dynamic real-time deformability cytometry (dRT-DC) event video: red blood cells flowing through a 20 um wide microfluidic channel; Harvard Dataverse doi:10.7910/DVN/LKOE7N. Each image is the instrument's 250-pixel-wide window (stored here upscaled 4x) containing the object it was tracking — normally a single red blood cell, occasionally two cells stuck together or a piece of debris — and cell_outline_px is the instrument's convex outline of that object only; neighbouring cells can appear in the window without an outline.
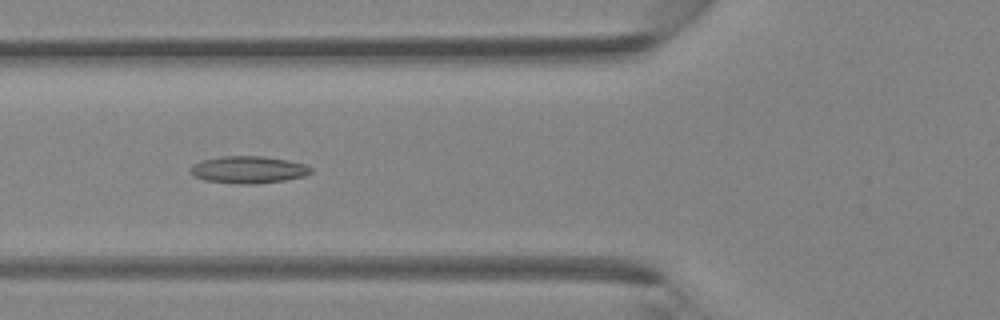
{"species": "Egyptian fruit bat (a non-hibernating species)", "species_latin": "Rousettus aegyptiacus", "temperature_condition": "room temperature", "stored_images_in_passage": 44, "camera_frame_rate_fps": 3000, "um_per_image_px": 0.085, "animal": {"sex": "female"}, "frame": {"image": 1, "passage_image": 16, "time_ms": 5.0, "image_size_px": [1000, 320], "cell_outline_px": [[312, 172], [304, 176], [284, 180], [256, 184], [240, 184], [204, 180], [192, 176], [188, 172], [188, 168], [192, 164], [200, 160], [220, 156], [264, 156], [288, 160], [304, 164], [312, 168]], "centroid_in_image_um": [21.04, 14.42], "position_along_channel_um": 104.8, "area_um2": 19.36}}
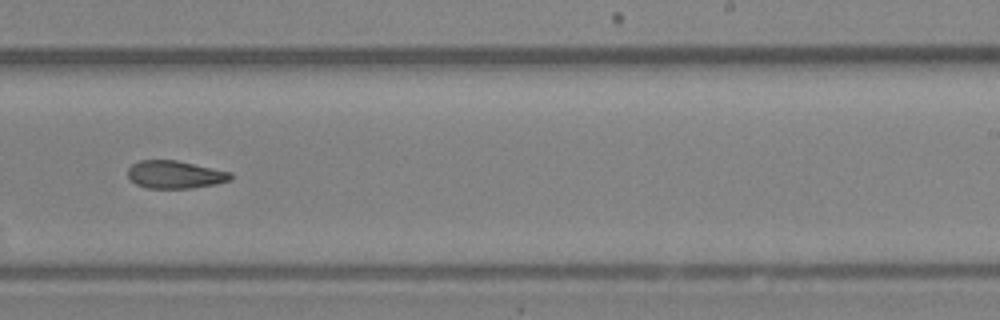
{"frame": {"image": 2, "passage_image": 27, "time_ms": 8.667, "image_size_px": [1000, 320], "cell_outline_px": [[232, 180], [216, 184], [192, 188], [148, 188], [136, 184], [128, 176], [128, 168], [132, 164], [140, 160], [176, 160], [232, 172]], "centroid_in_image_um": [14.9, 14.84], "position_along_channel_um": 274.1, "area_um2": 16.65}}
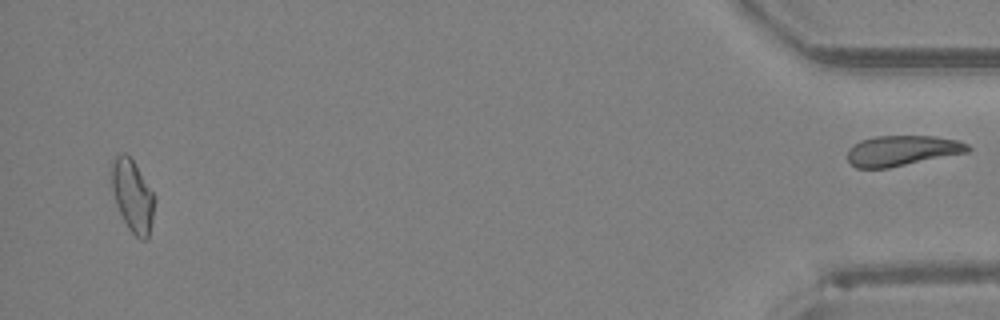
{"frame": {"image": 3, "passage_image": 42, "time_ms": 13.667, "image_size_px": [1000, 320], "cell_outline_px": [[152, 220], [148, 240], [140, 240], [128, 228], [116, 204], [112, 188], [112, 160], [116, 156], [124, 152], [132, 160], [152, 192]], "centroid_in_image_um": [11.24, 16.67], "position_along_channel_um": 424.0, "area_um2": 17.28}}